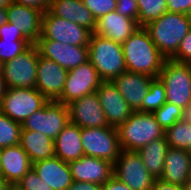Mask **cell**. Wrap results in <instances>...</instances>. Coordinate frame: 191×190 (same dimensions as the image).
<instances>
[{"instance_id": "obj_1", "label": "cell", "mask_w": 191, "mask_h": 190, "mask_svg": "<svg viewBox=\"0 0 191 190\" xmlns=\"http://www.w3.org/2000/svg\"><path fill=\"white\" fill-rule=\"evenodd\" d=\"M122 45L126 70L158 78L167 60L144 27L138 28Z\"/></svg>"}, {"instance_id": "obj_2", "label": "cell", "mask_w": 191, "mask_h": 190, "mask_svg": "<svg viewBox=\"0 0 191 190\" xmlns=\"http://www.w3.org/2000/svg\"><path fill=\"white\" fill-rule=\"evenodd\" d=\"M144 28L148 31L157 49L166 59H170L177 52L181 40L191 30V16L165 12Z\"/></svg>"}, {"instance_id": "obj_3", "label": "cell", "mask_w": 191, "mask_h": 190, "mask_svg": "<svg viewBox=\"0 0 191 190\" xmlns=\"http://www.w3.org/2000/svg\"><path fill=\"white\" fill-rule=\"evenodd\" d=\"M88 60L103 82L113 81L127 71L121 43L95 33L91 34L89 40Z\"/></svg>"}, {"instance_id": "obj_4", "label": "cell", "mask_w": 191, "mask_h": 190, "mask_svg": "<svg viewBox=\"0 0 191 190\" xmlns=\"http://www.w3.org/2000/svg\"><path fill=\"white\" fill-rule=\"evenodd\" d=\"M117 130L120 147L126 151H138L165 135V130L157 123L154 114L141 111L133 112Z\"/></svg>"}, {"instance_id": "obj_5", "label": "cell", "mask_w": 191, "mask_h": 190, "mask_svg": "<svg viewBox=\"0 0 191 190\" xmlns=\"http://www.w3.org/2000/svg\"><path fill=\"white\" fill-rule=\"evenodd\" d=\"M158 78L165 86L166 102L187 113L191 108V64L167 59Z\"/></svg>"}, {"instance_id": "obj_6", "label": "cell", "mask_w": 191, "mask_h": 190, "mask_svg": "<svg viewBox=\"0 0 191 190\" xmlns=\"http://www.w3.org/2000/svg\"><path fill=\"white\" fill-rule=\"evenodd\" d=\"M84 155L115 163L121 152L117 128H81Z\"/></svg>"}, {"instance_id": "obj_7", "label": "cell", "mask_w": 191, "mask_h": 190, "mask_svg": "<svg viewBox=\"0 0 191 190\" xmlns=\"http://www.w3.org/2000/svg\"><path fill=\"white\" fill-rule=\"evenodd\" d=\"M39 50L31 44L24 52L3 63V77L7 88H36Z\"/></svg>"}, {"instance_id": "obj_8", "label": "cell", "mask_w": 191, "mask_h": 190, "mask_svg": "<svg viewBox=\"0 0 191 190\" xmlns=\"http://www.w3.org/2000/svg\"><path fill=\"white\" fill-rule=\"evenodd\" d=\"M47 102L36 88H8L0 102V111L22 124Z\"/></svg>"}, {"instance_id": "obj_9", "label": "cell", "mask_w": 191, "mask_h": 190, "mask_svg": "<svg viewBox=\"0 0 191 190\" xmlns=\"http://www.w3.org/2000/svg\"><path fill=\"white\" fill-rule=\"evenodd\" d=\"M70 123L67 105L58 101H48L22 124V130L40 132L53 140Z\"/></svg>"}, {"instance_id": "obj_10", "label": "cell", "mask_w": 191, "mask_h": 190, "mask_svg": "<svg viewBox=\"0 0 191 190\" xmlns=\"http://www.w3.org/2000/svg\"><path fill=\"white\" fill-rule=\"evenodd\" d=\"M91 34L92 32L87 28L54 16L47 10L43 12L41 36L38 39L88 47Z\"/></svg>"}, {"instance_id": "obj_11", "label": "cell", "mask_w": 191, "mask_h": 190, "mask_svg": "<svg viewBox=\"0 0 191 190\" xmlns=\"http://www.w3.org/2000/svg\"><path fill=\"white\" fill-rule=\"evenodd\" d=\"M114 177L132 190H151L155 178L149 173L137 151L121 150L113 164Z\"/></svg>"}, {"instance_id": "obj_12", "label": "cell", "mask_w": 191, "mask_h": 190, "mask_svg": "<svg viewBox=\"0 0 191 190\" xmlns=\"http://www.w3.org/2000/svg\"><path fill=\"white\" fill-rule=\"evenodd\" d=\"M102 82L97 70L88 60L68 71L62 95L57 101L67 105L71 101L96 92Z\"/></svg>"}, {"instance_id": "obj_13", "label": "cell", "mask_w": 191, "mask_h": 190, "mask_svg": "<svg viewBox=\"0 0 191 190\" xmlns=\"http://www.w3.org/2000/svg\"><path fill=\"white\" fill-rule=\"evenodd\" d=\"M40 56L52 60L66 70L88 61V47L63 44L49 39H38L35 44Z\"/></svg>"}, {"instance_id": "obj_14", "label": "cell", "mask_w": 191, "mask_h": 190, "mask_svg": "<svg viewBox=\"0 0 191 190\" xmlns=\"http://www.w3.org/2000/svg\"><path fill=\"white\" fill-rule=\"evenodd\" d=\"M68 70L39 55L36 89L48 100L57 101L63 92Z\"/></svg>"}, {"instance_id": "obj_15", "label": "cell", "mask_w": 191, "mask_h": 190, "mask_svg": "<svg viewBox=\"0 0 191 190\" xmlns=\"http://www.w3.org/2000/svg\"><path fill=\"white\" fill-rule=\"evenodd\" d=\"M70 122L80 128L109 126L96 92L67 104Z\"/></svg>"}, {"instance_id": "obj_16", "label": "cell", "mask_w": 191, "mask_h": 190, "mask_svg": "<svg viewBox=\"0 0 191 190\" xmlns=\"http://www.w3.org/2000/svg\"><path fill=\"white\" fill-rule=\"evenodd\" d=\"M96 93L109 126L118 128L133 113L112 81L102 82Z\"/></svg>"}, {"instance_id": "obj_17", "label": "cell", "mask_w": 191, "mask_h": 190, "mask_svg": "<svg viewBox=\"0 0 191 190\" xmlns=\"http://www.w3.org/2000/svg\"><path fill=\"white\" fill-rule=\"evenodd\" d=\"M68 164L73 181L91 182L102 186L114 175L113 163L92 156L83 155Z\"/></svg>"}, {"instance_id": "obj_18", "label": "cell", "mask_w": 191, "mask_h": 190, "mask_svg": "<svg viewBox=\"0 0 191 190\" xmlns=\"http://www.w3.org/2000/svg\"><path fill=\"white\" fill-rule=\"evenodd\" d=\"M6 10L8 22H11L31 44H36L41 36L43 11L14 2Z\"/></svg>"}, {"instance_id": "obj_19", "label": "cell", "mask_w": 191, "mask_h": 190, "mask_svg": "<svg viewBox=\"0 0 191 190\" xmlns=\"http://www.w3.org/2000/svg\"><path fill=\"white\" fill-rule=\"evenodd\" d=\"M154 78L141 73L125 71L112 82L133 112H137L140 111L144 97L149 91L150 83Z\"/></svg>"}, {"instance_id": "obj_20", "label": "cell", "mask_w": 191, "mask_h": 190, "mask_svg": "<svg viewBox=\"0 0 191 190\" xmlns=\"http://www.w3.org/2000/svg\"><path fill=\"white\" fill-rule=\"evenodd\" d=\"M138 28L140 26L137 20L122 16L115 10L96 20V27L93 33L122 44Z\"/></svg>"}, {"instance_id": "obj_21", "label": "cell", "mask_w": 191, "mask_h": 190, "mask_svg": "<svg viewBox=\"0 0 191 190\" xmlns=\"http://www.w3.org/2000/svg\"><path fill=\"white\" fill-rule=\"evenodd\" d=\"M39 178L53 190H67L73 183L69 164L59 157L43 159L32 163Z\"/></svg>"}, {"instance_id": "obj_22", "label": "cell", "mask_w": 191, "mask_h": 190, "mask_svg": "<svg viewBox=\"0 0 191 190\" xmlns=\"http://www.w3.org/2000/svg\"><path fill=\"white\" fill-rule=\"evenodd\" d=\"M31 168L32 162L20 145L1 148L0 175L11 187Z\"/></svg>"}, {"instance_id": "obj_23", "label": "cell", "mask_w": 191, "mask_h": 190, "mask_svg": "<svg viewBox=\"0 0 191 190\" xmlns=\"http://www.w3.org/2000/svg\"><path fill=\"white\" fill-rule=\"evenodd\" d=\"M190 166L191 151L169 148L160 179L170 184L184 186L189 182Z\"/></svg>"}, {"instance_id": "obj_24", "label": "cell", "mask_w": 191, "mask_h": 190, "mask_svg": "<svg viewBox=\"0 0 191 190\" xmlns=\"http://www.w3.org/2000/svg\"><path fill=\"white\" fill-rule=\"evenodd\" d=\"M48 11L54 16L81 25L92 33L95 31L96 19L82 0H51Z\"/></svg>"}, {"instance_id": "obj_25", "label": "cell", "mask_w": 191, "mask_h": 190, "mask_svg": "<svg viewBox=\"0 0 191 190\" xmlns=\"http://www.w3.org/2000/svg\"><path fill=\"white\" fill-rule=\"evenodd\" d=\"M55 156L69 163L84 155L81 128L73 123L67 124L54 139Z\"/></svg>"}, {"instance_id": "obj_26", "label": "cell", "mask_w": 191, "mask_h": 190, "mask_svg": "<svg viewBox=\"0 0 191 190\" xmlns=\"http://www.w3.org/2000/svg\"><path fill=\"white\" fill-rule=\"evenodd\" d=\"M19 145L32 163L55 157L54 140L40 132L22 130Z\"/></svg>"}, {"instance_id": "obj_27", "label": "cell", "mask_w": 191, "mask_h": 190, "mask_svg": "<svg viewBox=\"0 0 191 190\" xmlns=\"http://www.w3.org/2000/svg\"><path fill=\"white\" fill-rule=\"evenodd\" d=\"M165 136L146 144L137 152L141 156L145 168L155 179H160L164 170L165 156L169 149Z\"/></svg>"}, {"instance_id": "obj_28", "label": "cell", "mask_w": 191, "mask_h": 190, "mask_svg": "<svg viewBox=\"0 0 191 190\" xmlns=\"http://www.w3.org/2000/svg\"><path fill=\"white\" fill-rule=\"evenodd\" d=\"M166 142L170 148L191 151V121L185 116L165 130Z\"/></svg>"}, {"instance_id": "obj_29", "label": "cell", "mask_w": 191, "mask_h": 190, "mask_svg": "<svg viewBox=\"0 0 191 190\" xmlns=\"http://www.w3.org/2000/svg\"><path fill=\"white\" fill-rule=\"evenodd\" d=\"M21 131V123L12 120L0 111V148L19 145Z\"/></svg>"}, {"instance_id": "obj_30", "label": "cell", "mask_w": 191, "mask_h": 190, "mask_svg": "<svg viewBox=\"0 0 191 190\" xmlns=\"http://www.w3.org/2000/svg\"><path fill=\"white\" fill-rule=\"evenodd\" d=\"M139 7V26L144 27L148 23L162 16L167 9V0H137Z\"/></svg>"}, {"instance_id": "obj_31", "label": "cell", "mask_w": 191, "mask_h": 190, "mask_svg": "<svg viewBox=\"0 0 191 190\" xmlns=\"http://www.w3.org/2000/svg\"><path fill=\"white\" fill-rule=\"evenodd\" d=\"M166 102L165 86L159 78H154L150 83V89L144 97L140 107L141 112L154 113Z\"/></svg>"}, {"instance_id": "obj_32", "label": "cell", "mask_w": 191, "mask_h": 190, "mask_svg": "<svg viewBox=\"0 0 191 190\" xmlns=\"http://www.w3.org/2000/svg\"><path fill=\"white\" fill-rule=\"evenodd\" d=\"M157 123L164 129L167 130L173 126L177 121L183 119L186 116V112L179 106L165 102L159 109L154 113Z\"/></svg>"}, {"instance_id": "obj_33", "label": "cell", "mask_w": 191, "mask_h": 190, "mask_svg": "<svg viewBox=\"0 0 191 190\" xmlns=\"http://www.w3.org/2000/svg\"><path fill=\"white\" fill-rule=\"evenodd\" d=\"M31 43L28 40L0 39V60L5 63L24 52Z\"/></svg>"}, {"instance_id": "obj_34", "label": "cell", "mask_w": 191, "mask_h": 190, "mask_svg": "<svg viewBox=\"0 0 191 190\" xmlns=\"http://www.w3.org/2000/svg\"><path fill=\"white\" fill-rule=\"evenodd\" d=\"M17 190H53L31 168L14 186Z\"/></svg>"}, {"instance_id": "obj_35", "label": "cell", "mask_w": 191, "mask_h": 190, "mask_svg": "<svg viewBox=\"0 0 191 190\" xmlns=\"http://www.w3.org/2000/svg\"><path fill=\"white\" fill-rule=\"evenodd\" d=\"M84 6L97 20L101 16L116 10L117 0H82Z\"/></svg>"}, {"instance_id": "obj_36", "label": "cell", "mask_w": 191, "mask_h": 190, "mask_svg": "<svg viewBox=\"0 0 191 190\" xmlns=\"http://www.w3.org/2000/svg\"><path fill=\"white\" fill-rule=\"evenodd\" d=\"M170 60L178 63L191 64V30L181 40L177 52L170 58Z\"/></svg>"}, {"instance_id": "obj_37", "label": "cell", "mask_w": 191, "mask_h": 190, "mask_svg": "<svg viewBox=\"0 0 191 190\" xmlns=\"http://www.w3.org/2000/svg\"><path fill=\"white\" fill-rule=\"evenodd\" d=\"M116 11L122 16L137 20L139 24V7L137 0H117Z\"/></svg>"}, {"instance_id": "obj_38", "label": "cell", "mask_w": 191, "mask_h": 190, "mask_svg": "<svg viewBox=\"0 0 191 190\" xmlns=\"http://www.w3.org/2000/svg\"><path fill=\"white\" fill-rule=\"evenodd\" d=\"M0 39H9L14 41L27 40L22 33L17 30L11 22H6L0 26Z\"/></svg>"}, {"instance_id": "obj_39", "label": "cell", "mask_w": 191, "mask_h": 190, "mask_svg": "<svg viewBox=\"0 0 191 190\" xmlns=\"http://www.w3.org/2000/svg\"><path fill=\"white\" fill-rule=\"evenodd\" d=\"M168 12L191 16V0H167Z\"/></svg>"}, {"instance_id": "obj_40", "label": "cell", "mask_w": 191, "mask_h": 190, "mask_svg": "<svg viewBox=\"0 0 191 190\" xmlns=\"http://www.w3.org/2000/svg\"><path fill=\"white\" fill-rule=\"evenodd\" d=\"M13 2L20 5L33 7L45 12L49 9L51 0H13Z\"/></svg>"}, {"instance_id": "obj_41", "label": "cell", "mask_w": 191, "mask_h": 190, "mask_svg": "<svg viewBox=\"0 0 191 190\" xmlns=\"http://www.w3.org/2000/svg\"><path fill=\"white\" fill-rule=\"evenodd\" d=\"M67 190H102V186L91 182L73 181Z\"/></svg>"}, {"instance_id": "obj_42", "label": "cell", "mask_w": 191, "mask_h": 190, "mask_svg": "<svg viewBox=\"0 0 191 190\" xmlns=\"http://www.w3.org/2000/svg\"><path fill=\"white\" fill-rule=\"evenodd\" d=\"M102 190H132L125 183L119 181L116 177H112L109 181L102 185Z\"/></svg>"}, {"instance_id": "obj_43", "label": "cell", "mask_w": 191, "mask_h": 190, "mask_svg": "<svg viewBox=\"0 0 191 190\" xmlns=\"http://www.w3.org/2000/svg\"><path fill=\"white\" fill-rule=\"evenodd\" d=\"M151 190H182V186L170 184L161 179H155Z\"/></svg>"}, {"instance_id": "obj_44", "label": "cell", "mask_w": 191, "mask_h": 190, "mask_svg": "<svg viewBox=\"0 0 191 190\" xmlns=\"http://www.w3.org/2000/svg\"><path fill=\"white\" fill-rule=\"evenodd\" d=\"M7 85H6V82L4 80V77H3V73H0V102L3 98V96L5 95V93L7 92Z\"/></svg>"}, {"instance_id": "obj_45", "label": "cell", "mask_w": 191, "mask_h": 190, "mask_svg": "<svg viewBox=\"0 0 191 190\" xmlns=\"http://www.w3.org/2000/svg\"><path fill=\"white\" fill-rule=\"evenodd\" d=\"M8 22L6 8L0 7V26Z\"/></svg>"}, {"instance_id": "obj_46", "label": "cell", "mask_w": 191, "mask_h": 190, "mask_svg": "<svg viewBox=\"0 0 191 190\" xmlns=\"http://www.w3.org/2000/svg\"><path fill=\"white\" fill-rule=\"evenodd\" d=\"M10 187L7 181L0 175V190H9Z\"/></svg>"}, {"instance_id": "obj_47", "label": "cell", "mask_w": 191, "mask_h": 190, "mask_svg": "<svg viewBox=\"0 0 191 190\" xmlns=\"http://www.w3.org/2000/svg\"><path fill=\"white\" fill-rule=\"evenodd\" d=\"M13 0H0V7L7 8Z\"/></svg>"}, {"instance_id": "obj_48", "label": "cell", "mask_w": 191, "mask_h": 190, "mask_svg": "<svg viewBox=\"0 0 191 190\" xmlns=\"http://www.w3.org/2000/svg\"><path fill=\"white\" fill-rule=\"evenodd\" d=\"M182 190H191V182H187L184 186H182Z\"/></svg>"}, {"instance_id": "obj_49", "label": "cell", "mask_w": 191, "mask_h": 190, "mask_svg": "<svg viewBox=\"0 0 191 190\" xmlns=\"http://www.w3.org/2000/svg\"><path fill=\"white\" fill-rule=\"evenodd\" d=\"M186 116L190 119L191 121V108L189 109V111L186 113Z\"/></svg>"}, {"instance_id": "obj_50", "label": "cell", "mask_w": 191, "mask_h": 190, "mask_svg": "<svg viewBox=\"0 0 191 190\" xmlns=\"http://www.w3.org/2000/svg\"><path fill=\"white\" fill-rule=\"evenodd\" d=\"M3 72V62L0 60V73Z\"/></svg>"}, {"instance_id": "obj_51", "label": "cell", "mask_w": 191, "mask_h": 190, "mask_svg": "<svg viewBox=\"0 0 191 190\" xmlns=\"http://www.w3.org/2000/svg\"><path fill=\"white\" fill-rule=\"evenodd\" d=\"M189 182H191V166H190V171H189Z\"/></svg>"}, {"instance_id": "obj_52", "label": "cell", "mask_w": 191, "mask_h": 190, "mask_svg": "<svg viewBox=\"0 0 191 190\" xmlns=\"http://www.w3.org/2000/svg\"><path fill=\"white\" fill-rule=\"evenodd\" d=\"M9 190H17L16 188H14V187H10V189Z\"/></svg>"}]
</instances>
